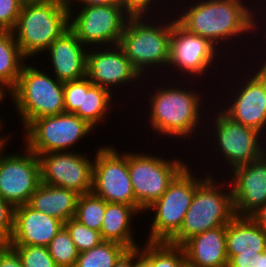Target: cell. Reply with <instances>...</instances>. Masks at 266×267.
I'll list each match as a JSON object with an SVG mask.
<instances>
[{"label":"cell","mask_w":266,"mask_h":267,"mask_svg":"<svg viewBox=\"0 0 266 267\" xmlns=\"http://www.w3.org/2000/svg\"><path fill=\"white\" fill-rule=\"evenodd\" d=\"M164 78L165 80H167V82L164 81L163 77H160L159 79L158 77H151L152 83L149 81V79L144 78L146 82L143 81L144 85H142V88L144 89L145 86V91H141L138 95L141 96L142 93H145L146 90L151 87V85L153 87L150 88V90H152L153 88L154 89L152 90V92L148 91L149 93L146 92L144 94H147V97H145V101L147 104H141H144V107L142 108L144 110L146 106L150 107L149 109L147 107L146 110H148V112H145L148 117L146 116L147 119H145V116H141L142 114H140L139 119H144L145 123L149 122V124H147L149 127L147 128L152 129L151 131L153 132L155 131L154 133H156L158 138L160 136L161 138H167L168 141H170L169 138L171 137L173 140H177V142H179V140H186L188 142L191 140V136L192 139L195 140V137H198L200 135L199 140H201L202 134H204L205 129V126H203L205 125V117L208 112L207 110H209L208 106H211L210 104L211 101L213 102V100L210 99V102L205 101L208 100L205 99L208 95L205 94L204 96L200 90L198 91L195 89L197 86V84L195 83H197L198 81L194 82L190 80L189 82V80H182L181 82H179L177 79L176 81H171V83L168 79H166V76ZM153 79L154 81L158 80L159 84H161L160 81L162 82L163 80V84H161V86L159 84H155L153 83ZM185 81L187 82V84ZM148 82H150V84ZM174 82L181 83L182 86L177 83L175 84ZM192 83L194 84L192 85ZM163 85L165 86L163 87ZM146 87L148 88L146 89ZM204 110L206 111L204 112Z\"/></svg>","instance_id":"6da1fadb"},{"label":"cell","mask_w":266,"mask_h":267,"mask_svg":"<svg viewBox=\"0 0 266 267\" xmlns=\"http://www.w3.org/2000/svg\"><path fill=\"white\" fill-rule=\"evenodd\" d=\"M176 1L177 3H172L174 4L172 12L176 20L189 32L207 39L225 56V59L231 55L228 54V50L233 53L232 56L235 55L231 49L239 48V45H235L245 41L246 44L243 46L245 47L249 42L251 43V37L258 36L256 35L258 34V10L255 9V5H251V0H194V2L190 0L189 4L187 0ZM179 2L180 7L177 5ZM241 39L242 41L239 42ZM235 41L238 43L236 44ZM229 44L232 45L229 46ZM225 45L229 46V49Z\"/></svg>","instance_id":"7a4b0ae2"},{"label":"cell","mask_w":266,"mask_h":267,"mask_svg":"<svg viewBox=\"0 0 266 267\" xmlns=\"http://www.w3.org/2000/svg\"><path fill=\"white\" fill-rule=\"evenodd\" d=\"M171 13L172 11L163 17H129L127 20L119 45L143 78L150 79L159 74L164 76V71L167 70L172 30Z\"/></svg>","instance_id":"3957f363"},{"label":"cell","mask_w":266,"mask_h":267,"mask_svg":"<svg viewBox=\"0 0 266 267\" xmlns=\"http://www.w3.org/2000/svg\"><path fill=\"white\" fill-rule=\"evenodd\" d=\"M214 105H216L215 108ZM211 107L209 108V110H211L210 113L208 110L206 116V125H204V130L207 132H204L205 136L201 140L204 142V140L209 137L207 140L208 145L206 146L205 150L202 149V151H206L208 146L212 147L213 150L216 149L213 151L211 148H209L210 151H212L210 152L211 154L214 152L216 153H214V156H210V153L208 155L211 158L215 157L214 160H216V163L213 164V166L217 164V161H219L220 164L222 163L223 167L227 164L225 167V169L227 168V171L223 169L222 166L219 167L223 170L221 173L224 172V175L228 176V171H231L233 168L240 165L251 163L266 152V137L254 128L244 126L233 121L221 109H219L217 104H213L212 102ZM210 115H213L212 117L214 119L212 117L209 118Z\"/></svg>","instance_id":"277c9868"},{"label":"cell","mask_w":266,"mask_h":267,"mask_svg":"<svg viewBox=\"0 0 266 267\" xmlns=\"http://www.w3.org/2000/svg\"><path fill=\"white\" fill-rule=\"evenodd\" d=\"M68 28L66 0H35L23 2L12 32L22 54L34 62Z\"/></svg>","instance_id":"5b68a950"},{"label":"cell","mask_w":266,"mask_h":267,"mask_svg":"<svg viewBox=\"0 0 266 267\" xmlns=\"http://www.w3.org/2000/svg\"><path fill=\"white\" fill-rule=\"evenodd\" d=\"M214 171H208L210 174L195 189L183 224L169 243L181 246L192 236L227 225L235 217L230 183L226 176L217 182Z\"/></svg>","instance_id":"8992f818"},{"label":"cell","mask_w":266,"mask_h":267,"mask_svg":"<svg viewBox=\"0 0 266 267\" xmlns=\"http://www.w3.org/2000/svg\"><path fill=\"white\" fill-rule=\"evenodd\" d=\"M257 60L256 64L249 63L251 66L248 64L245 70H243L245 68L243 65L239 66L242 69L239 72L242 73L237 72V76L233 77L235 82L228 81L231 87L228 85L224 87L228 90L224 96L221 95L223 102L219 94L218 96L214 94L213 97L218 101H215V104L221 103L218 107L233 121L254 128L266 137V59L263 58L262 61L258 58Z\"/></svg>","instance_id":"52a82bcc"},{"label":"cell","mask_w":266,"mask_h":267,"mask_svg":"<svg viewBox=\"0 0 266 267\" xmlns=\"http://www.w3.org/2000/svg\"><path fill=\"white\" fill-rule=\"evenodd\" d=\"M37 67L27 61L12 89L13 111L22 130L32 120L65 113L63 82Z\"/></svg>","instance_id":"ba28073f"},{"label":"cell","mask_w":266,"mask_h":267,"mask_svg":"<svg viewBox=\"0 0 266 267\" xmlns=\"http://www.w3.org/2000/svg\"><path fill=\"white\" fill-rule=\"evenodd\" d=\"M194 173L198 172L187 164L170 182L164 194L145 210L146 215L150 213L151 222L146 235L148 238L144 241L169 242L179 232L195 189L209 175L206 171L203 176Z\"/></svg>","instance_id":"9c48e42d"},{"label":"cell","mask_w":266,"mask_h":267,"mask_svg":"<svg viewBox=\"0 0 266 267\" xmlns=\"http://www.w3.org/2000/svg\"><path fill=\"white\" fill-rule=\"evenodd\" d=\"M224 58V55L207 39L185 29L176 20L174 12H172L170 57L167 70L164 72L168 75L167 79H169V76L173 77L172 80L179 79V77L181 79L183 77L182 79L190 81L192 78V81L198 80V83H201V85L202 82H204L203 84L205 86V81L202 80L203 77L207 78L209 75V78L211 79L210 73L212 77H216V74L213 75L212 73L214 70L218 73L221 72L218 68L223 67L221 64L222 61H227V59ZM218 64H220L221 67ZM173 75L177 77L175 78Z\"/></svg>","instance_id":"30bf717a"},{"label":"cell","mask_w":266,"mask_h":267,"mask_svg":"<svg viewBox=\"0 0 266 267\" xmlns=\"http://www.w3.org/2000/svg\"><path fill=\"white\" fill-rule=\"evenodd\" d=\"M96 130L73 113L44 116L32 120L22 131L23 144L35 154L76 151L75 147ZM91 133V134H90ZM71 149V150H70Z\"/></svg>","instance_id":"8fae6325"},{"label":"cell","mask_w":266,"mask_h":267,"mask_svg":"<svg viewBox=\"0 0 266 267\" xmlns=\"http://www.w3.org/2000/svg\"><path fill=\"white\" fill-rule=\"evenodd\" d=\"M159 155V156H158ZM145 151H127V160L135 201L145 211L167 190L176 175L192 161ZM175 157V158H174ZM172 158V159H171Z\"/></svg>","instance_id":"7c38bea8"},{"label":"cell","mask_w":266,"mask_h":267,"mask_svg":"<svg viewBox=\"0 0 266 267\" xmlns=\"http://www.w3.org/2000/svg\"><path fill=\"white\" fill-rule=\"evenodd\" d=\"M93 163L92 193L109 203L134 206L141 215L145 211L135 201L130 179L127 151L113 145H98Z\"/></svg>","instance_id":"4fadbf2b"},{"label":"cell","mask_w":266,"mask_h":267,"mask_svg":"<svg viewBox=\"0 0 266 267\" xmlns=\"http://www.w3.org/2000/svg\"><path fill=\"white\" fill-rule=\"evenodd\" d=\"M14 134L7 133L0 142V197L15 208L28 203L41 183V174L38 155L25 146L20 153L7 152Z\"/></svg>","instance_id":"5bb4252c"},{"label":"cell","mask_w":266,"mask_h":267,"mask_svg":"<svg viewBox=\"0 0 266 267\" xmlns=\"http://www.w3.org/2000/svg\"><path fill=\"white\" fill-rule=\"evenodd\" d=\"M69 9V28L87 48L120 43L130 17L121 5L78 6Z\"/></svg>","instance_id":"9a60e30c"},{"label":"cell","mask_w":266,"mask_h":267,"mask_svg":"<svg viewBox=\"0 0 266 267\" xmlns=\"http://www.w3.org/2000/svg\"><path fill=\"white\" fill-rule=\"evenodd\" d=\"M86 77L93 85L109 90L116 98L119 93L120 96L122 95L123 99L126 98L123 96L124 93L125 96H127L126 92L128 88L132 90L128 91L130 92V95L127 96L129 98H131L133 94H136L135 91H133L136 90V88L137 90L138 88L142 90V83L144 81V78L134 68L119 44L88 48ZM139 81L142 82L140 83ZM138 83L140 84L138 85ZM116 89L119 90V92ZM122 89H125V92L120 94Z\"/></svg>","instance_id":"2e32d148"},{"label":"cell","mask_w":266,"mask_h":267,"mask_svg":"<svg viewBox=\"0 0 266 267\" xmlns=\"http://www.w3.org/2000/svg\"><path fill=\"white\" fill-rule=\"evenodd\" d=\"M92 156L79 150L39 154L41 182L74 190L80 195L91 193L95 154Z\"/></svg>","instance_id":"e0dca14e"},{"label":"cell","mask_w":266,"mask_h":267,"mask_svg":"<svg viewBox=\"0 0 266 267\" xmlns=\"http://www.w3.org/2000/svg\"><path fill=\"white\" fill-rule=\"evenodd\" d=\"M227 174L235 216L250 217L266 203V152L253 162L235 167Z\"/></svg>","instance_id":"ac0fdd59"},{"label":"cell","mask_w":266,"mask_h":267,"mask_svg":"<svg viewBox=\"0 0 266 267\" xmlns=\"http://www.w3.org/2000/svg\"><path fill=\"white\" fill-rule=\"evenodd\" d=\"M52 74L61 82L77 81L87 75L88 48L68 28L44 52ZM51 68V69H50Z\"/></svg>","instance_id":"d6986e66"},{"label":"cell","mask_w":266,"mask_h":267,"mask_svg":"<svg viewBox=\"0 0 266 267\" xmlns=\"http://www.w3.org/2000/svg\"><path fill=\"white\" fill-rule=\"evenodd\" d=\"M63 227V221L24 204L14 209V229L8 245L47 247Z\"/></svg>","instance_id":"ffe728a7"},{"label":"cell","mask_w":266,"mask_h":267,"mask_svg":"<svg viewBox=\"0 0 266 267\" xmlns=\"http://www.w3.org/2000/svg\"><path fill=\"white\" fill-rule=\"evenodd\" d=\"M186 261L197 267L228 265L226 225L196 234L182 245Z\"/></svg>","instance_id":"44dd1931"},{"label":"cell","mask_w":266,"mask_h":267,"mask_svg":"<svg viewBox=\"0 0 266 267\" xmlns=\"http://www.w3.org/2000/svg\"><path fill=\"white\" fill-rule=\"evenodd\" d=\"M136 214L140 217L141 213L134 206L106 202L100 229L103 240L120 243L128 249L138 248L140 242H136L134 238L136 234L133 232V220L137 217Z\"/></svg>","instance_id":"7402d4cb"},{"label":"cell","mask_w":266,"mask_h":267,"mask_svg":"<svg viewBox=\"0 0 266 267\" xmlns=\"http://www.w3.org/2000/svg\"><path fill=\"white\" fill-rule=\"evenodd\" d=\"M79 196L80 194L74 190L41 182L29 198L27 205L65 223L75 216Z\"/></svg>","instance_id":"603a6c76"},{"label":"cell","mask_w":266,"mask_h":267,"mask_svg":"<svg viewBox=\"0 0 266 267\" xmlns=\"http://www.w3.org/2000/svg\"><path fill=\"white\" fill-rule=\"evenodd\" d=\"M228 260L240 253L266 251V232L251 217L235 216L226 225Z\"/></svg>","instance_id":"cb8c5ba5"},{"label":"cell","mask_w":266,"mask_h":267,"mask_svg":"<svg viewBox=\"0 0 266 267\" xmlns=\"http://www.w3.org/2000/svg\"><path fill=\"white\" fill-rule=\"evenodd\" d=\"M115 97L109 90L93 85L87 77H84L81 105L73 114L87 121L97 131L102 122L106 123L109 121L107 118L111 119L108 115L113 113L114 108L116 109L115 100L118 98Z\"/></svg>","instance_id":"d4e9b609"},{"label":"cell","mask_w":266,"mask_h":267,"mask_svg":"<svg viewBox=\"0 0 266 267\" xmlns=\"http://www.w3.org/2000/svg\"><path fill=\"white\" fill-rule=\"evenodd\" d=\"M27 61L29 60L19 49L13 32L0 31V80L13 89Z\"/></svg>","instance_id":"484cf974"},{"label":"cell","mask_w":266,"mask_h":267,"mask_svg":"<svg viewBox=\"0 0 266 267\" xmlns=\"http://www.w3.org/2000/svg\"><path fill=\"white\" fill-rule=\"evenodd\" d=\"M141 245V267H182L186 257L182 246L169 242L144 241Z\"/></svg>","instance_id":"4316f807"},{"label":"cell","mask_w":266,"mask_h":267,"mask_svg":"<svg viewBox=\"0 0 266 267\" xmlns=\"http://www.w3.org/2000/svg\"><path fill=\"white\" fill-rule=\"evenodd\" d=\"M127 250L120 243L103 241L92 249L79 252L74 267H114Z\"/></svg>","instance_id":"83f0119b"},{"label":"cell","mask_w":266,"mask_h":267,"mask_svg":"<svg viewBox=\"0 0 266 267\" xmlns=\"http://www.w3.org/2000/svg\"><path fill=\"white\" fill-rule=\"evenodd\" d=\"M106 210V201L94 195H80L77 201L74 218L86 227L100 232L103 216Z\"/></svg>","instance_id":"f1b7e54d"},{"label":"cell","mask_w":266,"mask_h":267,"mask_svg":"<svg viewBox=\"0 0 266 267\" xmlns=\"http://www.w3.org/2000/svg\"><path fill=\"white\" fill-rule=\"evenodd\" d=\"M47 248L58 267L75 266L79 252L64 227L55 235Z\"/></svg>","instance_id":"f546056e"},{"label":"cell","mask_w":266,"mask_h":267,"mask_svg":"<svg viewBox=\"0 0 266 267\" xmlns=\"http://www.w3.org/2000/svg\"><path fill=\"white\" fill-rule=\"evenodd\" d=\"M64 228L69 233L78 252L92 249L104 241L100 232L86 227L74 217L64 223Z\"/></svg>","instance_id":"4dcf8cb0"},{"label":"cell","mask_w":266,"mask_h":267,"mask_svg":"<svg viewBox=\"0 0 266 267\" xmlns=\"http://www.w3.org/2000/svg\"><path fill=\"white\" fill-rule=\"evenodd\" d=\"M166 1L167 0H120V5L123 7L124 11L130 17L160 16V15L163 16L164 14L170 13L169 11H172L173 9V4H172L173 1L171 0H169L170 2ZM167 3L169 4L167 5ZM157 8L158 9L162 8V9H159L160 10L159 11ZM163 9L165 10V12Z\"/></svg>","instance_id":"1f68e13d"},{"label":"cell","mask_w":266,"mask_h":267,"mask_svg":"<svg viewBox=\"0 0 266 267\" xmlns=\"http://www.w3.org/2000/svg\"><path fill=\"white\" fill-rule=\"evenodd\" d=\"M20 257L23 267H58L45 246H11Z\"/></svg>","instance_id":"d6a6232c"},{"label":"cell","mask_w":266,"mask_h":267,"mask_svg":"<svg viewBox=\"0 0 266 267\" xmlns=\"http://www.w3.org/2000/svg\"><path fill=\"white\" fill-rule=\"evenodd\" d=\"M24 0H0V31H12Z\"/></svg>","instance_id":"836d02e7"},{"label":"cell","mask_w":266,"mask_h":267,"mask_svg":"<svg viewBox=\"0 0 266 267\" xmlns=\"http://www.w3.org/2000/svg\"><path fill=\"white\" fill-rule=\"evenodd\" d=\"M14 207L0 197V242L8 244L14 229Z\"/></svg>","instance_id":"e575fe53"},{"label":"cell","mask_w":266,"mask_h":267,"mask_svg":"<svg viewBox=\"0 0 266 267\" xmlns=\"http://www.w3.org/2000/svg\"><path fill=\"white\" fill-rule=\"evenodd\" d=\"M65 113H74L81 105L82 79L63 82Z\"/></svg>","instance_id":"d590c367"},{"label":"cell","mask_w":266,"mask_h":267,"mask_svg":"<svg viewBox=\"0 0 266 267\" xmlns=\"http://www.w3.org/2000/svg\"><path fill=\"white\" fill-rule=\"evenodd\" d=\"M262 252L240 253L228 260L229 267H261Z\"/></svg>","instance_id":"8d00e7d4"},{"label":"cell","mask_w":266,"mask_h":267,"mask_svg":"<svg viewBox=\"0 0 266 267\" xmlns=\"http://www.w3.org/2000/svg\"><path fill=\"white\" fill-rule=\"evenodd\" d=\"M114 267H141V246L128 249L115 263Z\"/></svg>","instance_id":"74e56055"},{"label":"cell","mask_w":266,"mask_h":267,"mask_svg":"<svg viewBox=\"0 0 266 267\" xmlns=\"http://www.w3.org/2000/svg\"><path fill=\"white\" fill-rule=\"evenodd\" d=\"M0 267H23L17 252L8 244L0 250Z\"/></svg>","instance_id":"f35d334b"},{"label":"cell","mask_w":266,"mask_h":267,"mask_svg":"<svg viewBox=\"0 0 266 267\" xmlns=\"http://www.w3.org/2000/svg\"><path fill=\"white\" fill-rule=\"evenodd\" d=\"M265 5H266V2H265ZM265 5H262L261 8L258 9L259 11H257V12H258L257 14L259 15V16H257V20H258V21H257V22H258V23H257V25H258V28H257V29L260 30V31L258 30L257 33L261 34V35H260V38H259V39L262 38L261 43H262V41L264 40V41H263V44L266 45V23H265V22H266V21H265V20H266V6H265ZM264 6H265V7H264ZM262 12H263V13H262ZM263 15H264V16H263ZM259 20H260V21H259ZM262 25H263L264 28H261ZM262 30H263V31H262ZM264 33H265V34H264ZM263 35H264V36H263ZM261 47H262V49H260V51H259V48H258V49H257L258 51L256 50L255 53L252 52V51H251V52H247V53H252L253 55H256V56H254V57H257V58H258V55H257L256 53L259 52V54H260V57H259V58H261V59H263V58L266 59V50H264L265 53L263 52V48L266 49V48H265L266 46L263 45V46H260V48H261ZM261 51L263 52L262 55H261V53H260ZM263 54H264V55H263Z\"/></svg>","instance_id":"ab89813d"},{"label":"cell","mask_w":266,"mask_h":267,"mask_svg":"<svg viewBox=\"0 0 266 267\" xmlns=\"http://www.w3.org/2000/svg\"><path fill=\"white\" fill-rule=\"evenodd\" d=\"M66 2L68 8H75L77 6L120 5V0H66Z\"/></svg>","instance_id":"60d3db41"},{"label":"cell","mask_w":266,"mask_h":267,"mask_svg":"<svg viewBox=\"0 0 266 267\" xmlns=\"http://www.w3.org/2000/svg\"><path fill=\"white\" fill-rule=\"evenodd\" d=\"M7 97L10 98V100L12 101V88L7 85L4 81L0 80V105L1 103L3 104L4 100H7ZM5 122L1 119L0 117V130L3 131V128H6V126L4 127V123Z\"/></svg>","instance_id":"b9f144b4"},{"label":"cell","mask_w":266,"mask_h":267,"mask_svg":"<svg viewBox=\"0 0 266 267\" xmlns=\"http://www.w3.org/2000/svg\"><path fill=\"white\" fill-rule=\"evenodd\" d=\"M251 219L266 232V203L255 211Z\"/></svg>","instance_id":"7bdbcfd3"},{"label":"cell","mask_w":266,"mask_h":267,"mask_svg":"<svg viewBox=\"0 0 266 267\" xmlns=\"http://www.w3.org/2000/svg\"><path fill=\"white\" fill-rule=\"evenodd\" d=\"M252 1V0H251ZM255 1V2H254ZM265 2H266V0H264ZM264 1L263 0H259V1H257V0H253L252 2H253V4H255L256 5V3H257V5L255 6L256 7V10H258L260 7H261V5L262 4H264ZM262 2V3H261ZM260 3V4H259ZM259 6V7H258Z\"/></svg>","instance_id":"ee69618b"},{"label":"cell","mask_w":266,"mask_h":267,"mask_svg":"<svg viewBox=\"0 0 266 267\" xmlns=\"http://www.w3.org/2000/svg\"><path fill=\"white\" fill-rule=\"evenodd\" d=\"M261 267H266V251L262 252V264Z\"/></svg>","instance_id":"f6af8a7d"},{"label":"cell","mask_w":266,"mask_h":267,"mask_svg":"<svg viewBox=\"0 0 266 267\" xmlns=\"http://www.w3.org/2000/svg\"><path fill=\"white\" fill-rule=\"evenodd\" d=\"M182 267H197V266H194L190 263H188L187 261L182 265Z\"/></svg>","instance_id":"bcb514c9"},{"label":"cell","mask_w":266,"mask_h":267,"mask_svg":"<svg viewBox=\"0 0 266 267\" xmlns=\"http://www.w3.org/2000/svg\"><path fill=\"white\" fill-rule=\"evenodd\" d=\"M1 133H2V131L0 130V134H1ZM6 136H7V135L4 134V133L1 134V135H0V142H1L4 138H6Z\"/></svg>","instance_id":"7dc6e473"},{"label":"cell","mask_w":266,"mask_h":267,"mask_svg":"<svg viewBox=\"0 0 266 267\" xmlns=\"http://www.w3.org/2000/svg\"><path fill=\"white\" fill-rule=\"evenodd\" d=\"M5 245H6L5 243H1V242H0V250H1Z\"/></svg>","instance_id":"c3c4849f"}]
</instances>
